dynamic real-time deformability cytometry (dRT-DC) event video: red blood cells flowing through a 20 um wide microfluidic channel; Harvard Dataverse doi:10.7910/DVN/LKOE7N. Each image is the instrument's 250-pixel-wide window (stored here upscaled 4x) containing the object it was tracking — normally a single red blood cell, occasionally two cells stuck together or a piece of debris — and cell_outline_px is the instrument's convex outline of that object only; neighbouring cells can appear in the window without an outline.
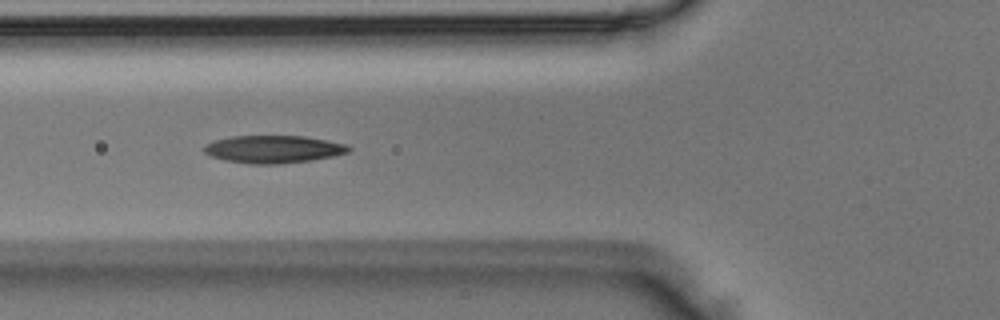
{"species": "Egyptian fruit bat (a non-hibernating species)", "species_latin": "Rousettus aegyptiacus", "temperature_condition": "room temperature", "stored_images_in_passage": 6, "camera_frame_rate_fps": 3000, "um_per_image_px": 0.085, "animal": {"sex": "male"}, "frame": {"image": 1, "passage_image": 3, "time_ms": 0.667, "image_size_px": [1000, 320], "cell_outline_px": [[352, 148], [348, 152], [332, 156], [312, 160], [280, 164], [248, 164], [224, 160], [212, 156], [204, 152], [204, 144], [212, 140], [232, 136], [304, 136], [344, 144]], "centroid_in_image_um": [23.18, 12.68], "position_along_channel_um": 102.6, "area_um2": 23.24}}
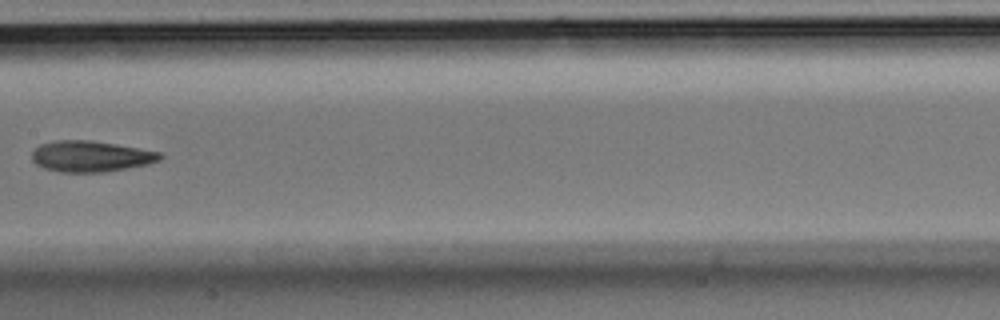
{"frame": {"image": 2, "passage_image": 5, "time_ms": 1.333, "image_size_px": [1000, 320], "cell_outline_px": [[164, 156], [160, 160], [148, 164], [104, 172], [60, 172], [44, 168], [36, 164], [32, 160], [32, 152], [40, 144], [56, 140], [88, 140], [116, 144], [160, 152]], "centroid_in_image_um": [7.71, 13.29], "position_along_channel_um": 199.7, "area_um2": 23.06}}
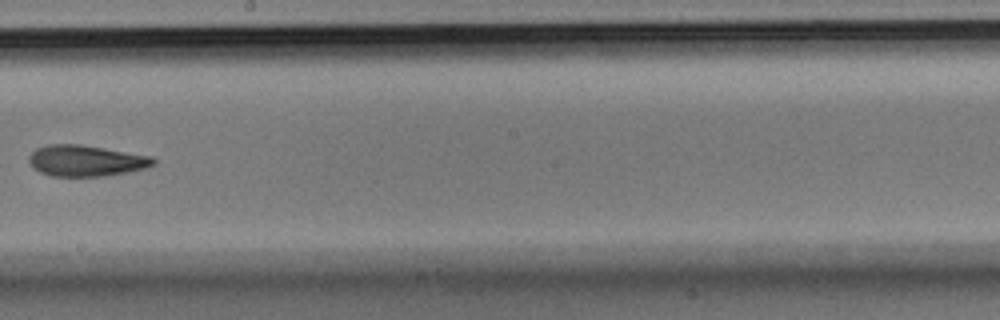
{"frame": {"image": 3, "passage_image": 6, "time_ms": 1.667, "image_size_px": [1000, 320], "cell_outline_px": [[156, 164], [148, 168], [128, 172], [104, 176], [52, 176], [40, 172], [32, 168], [28, 160], [28, 156], [36, 148], [48, 144], [80, 144], [152, 156], [156, 160]], "centroid_in_image_um": [7.31, 13.66], "position_along_channel_um": 240.9, "area_um2": 22.77}}